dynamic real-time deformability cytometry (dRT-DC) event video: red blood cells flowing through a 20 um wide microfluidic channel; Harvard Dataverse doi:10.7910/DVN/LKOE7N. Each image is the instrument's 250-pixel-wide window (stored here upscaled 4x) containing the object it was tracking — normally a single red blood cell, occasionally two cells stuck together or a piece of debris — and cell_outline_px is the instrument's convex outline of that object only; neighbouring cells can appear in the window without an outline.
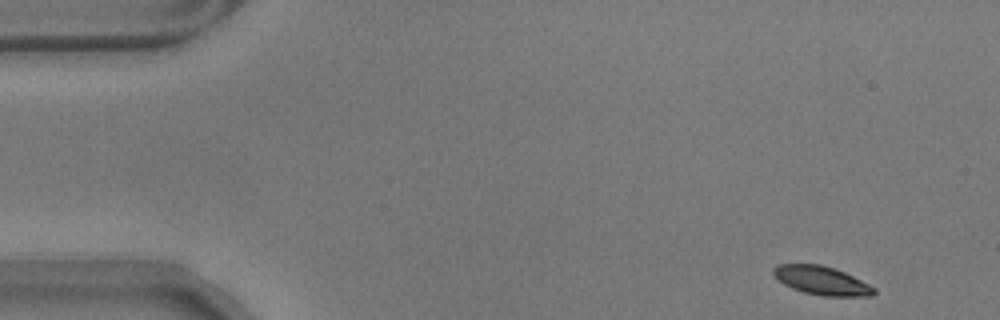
{"species": "common noctule bat (a hibernating species)", "species_latin": "Nyctalus noctula", "temperature_condition": "warm", "stored_images_in_passage": 54, "camera_frame_rate_fps": 3000, "um_per_image_px": 0.085, "animal": {"sex": "male", "body_mass_g": 17.9}, "frame": {"image": 1, "passage_image": 1, "time_ms": 0.0, "image_size_px": [1000, 320], "cell_outline_px": [[876, 292], [872, 296], [820, 296], [804, 292], [792, 288], [784, 284], [772, 272], [772, 268], [776, 264], [820, 264], [836, 268], [876, 288]], "centroid_in_image_um": [69.84, 23.84], "position_along_channel_um": 15.2, "area_um2": 16.76}}
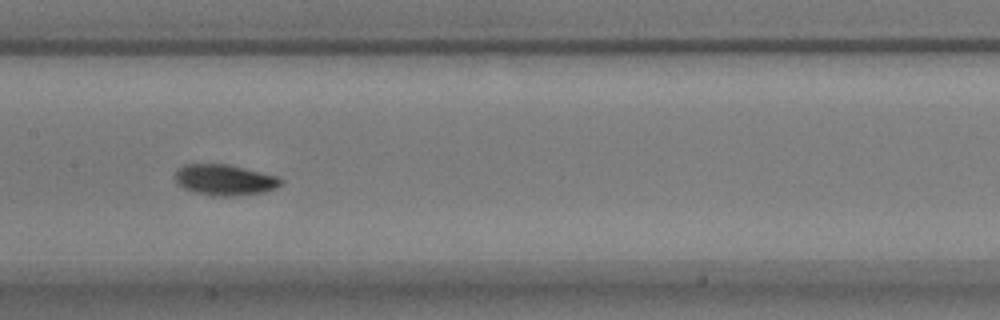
{"frame": {"image": 2, "passage_image": 25, "time_ms": 8.0, "image_size_px": [1000, 320], "cell_outline_px": [[284, 180], [276, 188], [264, 192], [232, 196], [212, 196], [196, 192], [184, 188], [176, 180], [176, 172], [184, 164], [228, 164], [276, 176]], "centroid_in_image_um": [19.12, 15.29], "position_along_channel_um": 188.3, "area_um2": 18.73}}
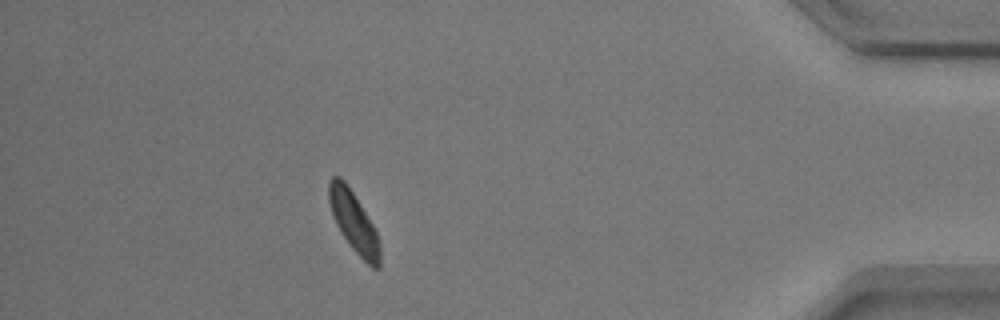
{"frame": {"image": 3, "passage_image": 48, "time_ms": 15.667, "image_size_px": [1000, 320], "cell_outline_px": [[380, 268], [372, 268], [348, 244], [340, 232], [336, 224], [328, 200], [328, 180], [332, 176], [340, 176], [344, 180], [360, 204], [372, 224], [376, 232], [380, 244]], "centroid_in_image_um": [30.05, 18.86], "position_along_channel_um": 405.1, "area_um2": 17.8}, "authors_computed_cell_mechanics": {"area_um2": 17.9758, "velocity_mm_per_s": 3.4778, "shape_relaxation_time_tau1_ms": 1.6653, "shape_relaxation_time_tau2_ms": null, "deformation_change_tau1": 0.0834, "deformation_change_tau2": null}}